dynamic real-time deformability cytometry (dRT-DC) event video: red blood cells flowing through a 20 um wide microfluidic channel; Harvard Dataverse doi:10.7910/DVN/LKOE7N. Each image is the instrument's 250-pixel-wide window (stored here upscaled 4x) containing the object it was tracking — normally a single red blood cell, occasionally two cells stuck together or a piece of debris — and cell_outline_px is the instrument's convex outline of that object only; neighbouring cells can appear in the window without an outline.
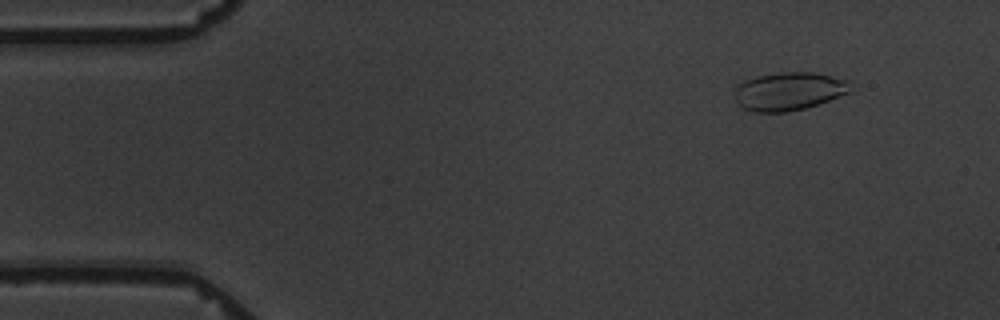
{"species": "common noctule bat (a hibernating species)", "species_latin": "Nyctalus noctula", "temperature_condition": "warm", "stored_images_in_passage": 5, "camera_frame_rate_fps": 3000, "um_per_image_px": 0.085, "animal": {"sex": "male", "body_mass_g": 19.5, "forearm_length_mm": 54.6}, "frame": {"image": 1, "passage_image": 2, "time_ms": 1.333, "image_size_px": [1000, 320], "cell_outline_px": [[852, 92], [804, 108], [788, 112], [756, 112], [740, 108], [736, 100], [736, 84], [744, 80], [756, 76], [780, 72], [812, 72], [848, 80]], "centroid_in_image_um": [67.02, 7.75], "position_along_channel_um": 18.0, "area_um2": 25.78}}